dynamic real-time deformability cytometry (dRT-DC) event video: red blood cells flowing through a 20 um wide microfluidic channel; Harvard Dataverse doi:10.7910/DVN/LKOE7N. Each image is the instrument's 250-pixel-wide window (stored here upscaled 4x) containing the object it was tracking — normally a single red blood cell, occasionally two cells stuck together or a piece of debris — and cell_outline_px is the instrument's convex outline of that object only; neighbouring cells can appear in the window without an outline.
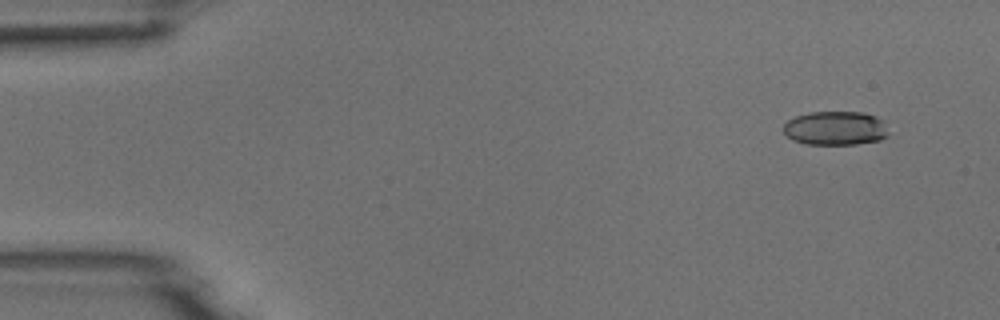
{"species": "common noctule bat (a hibernating species)", "species_latin": "Nyctalus noctula", "temperature_condition": "room temperature", "stored_images_in_passage": 4, "camera_frame_rate_fps": 3000, "um_per_image_px": 0.085, "animal": {"sex": "male", "body_mass_g": 18.8}, "frame": {"image": 1, "passage_image": 1, "time_ms": 0.0, "image_size_px": [1000, 320], "cell_outline_px": [[888, 136], [880, 140], [856, 144], [804, 144], [792, 140], [784, 132], [784, 124], [788, 120], [796, 116], [812, 112], [864, 112], [876, 116], [884, 120], [888, 132]], "centroid_in_image_um": [71.04, 10.9], "position_along_channel_um": 14.0, "area_um2": 20.92}}
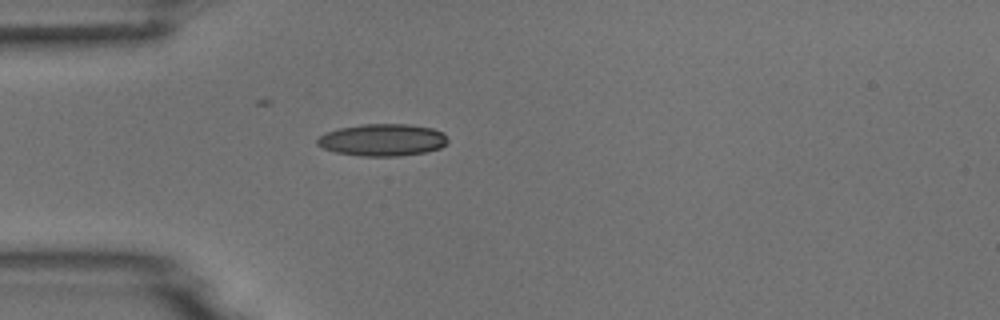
{"frame": {"image": 2, "passage_image": 4, "time_ms": 3.667, "image_size_px": [1000, 320], "cell_outline_px": [[448, 144], [440, 148], [424, 152], [400, 156], [360, 156], [336, 152], [324, 148], [316, 144], [316, 140], [324, 132], [340, 128], [364, 124], [408, 124], [432, 128], [444, 132], [448, 140]], "centroid_in_image_um": [32.53, 11.89], "position_along_channel_um": 52.5, "area_um2": 24.51}}